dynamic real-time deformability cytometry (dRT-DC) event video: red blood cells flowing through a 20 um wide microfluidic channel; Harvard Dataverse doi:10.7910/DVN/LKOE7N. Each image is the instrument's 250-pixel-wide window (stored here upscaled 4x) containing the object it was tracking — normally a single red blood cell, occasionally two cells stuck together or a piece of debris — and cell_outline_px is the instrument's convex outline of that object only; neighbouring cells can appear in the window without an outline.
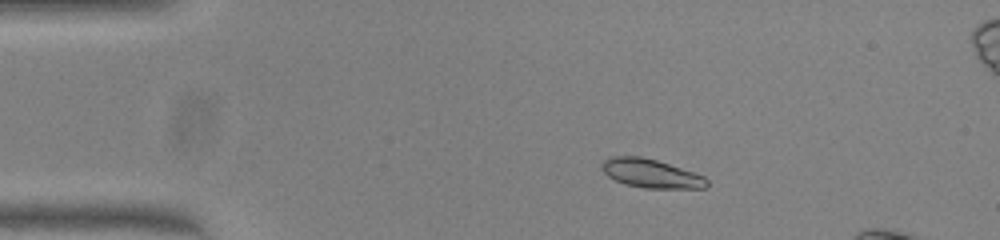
{"species": "common noctule bat (a hibernating species)", "species_latin": "Nyctalus noctula", "temperature_condition": "warm", "stored_images_in_passage": 39, "camera_frame_rate_fps": 3000, "um_per_image_px": 0.085, "animal": {"sex": "female", "body_mass_g": 23.0, "forearm_length_mm": 53.4}, "frame": {"image": 1, "passage_image": 1, "time_ms": 0.0, "image_size_px": [1000, 240], "cell_outline_px": [[708, 184], [704, 188], [644, 188], [624, 184], [608, 176], [600, 168], [604, 160], [608, 156], [640, 156], [656, 160], [704, 176], [708, 180]], "centroid_in_image_um": [55.29, 14.74], "position_along_channel_um": 29.7, "area_um2": 17.46}}
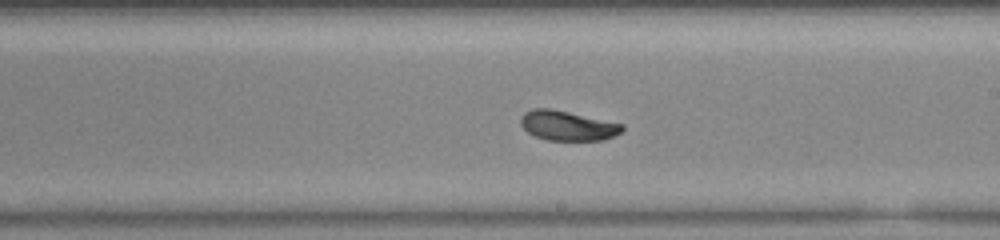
{"frame": {"image": 2, "passage_image": 21, "time_ms": 6.667, "image_size_px": [1000, 240], "cell_outline_px": [[624, 128], [620, 132], [604, 140], [548, 140], [536, 136], [528, 132], [520, 124], [520, 116], [524, 112], [532, 108], [548, 108], [568, 112], [624, 124]], "centroid_in_image_um": [48.21, 10.67], "position_along_channel_um": 240.8, "area_um2": 17.46}}
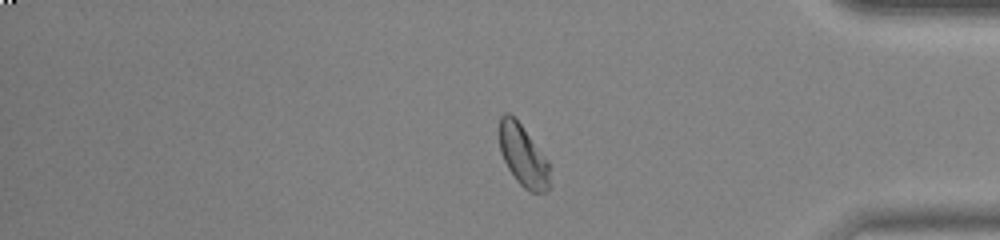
{"frame": {"image": 3, "passage_image": 34, "time_ms": 11.0, "image_size_px": [1000, 240], "cell_outline_px": [[552, 184], [544, 192], [528, 192], [516, 180], [508, 168], [500, 152], [500, 116], [504, 112], [508, 112], [520, 124], [548, 160]], "centroid_in_image_um": [44.49, 13.28], "position_along_channel_um": 390.7, "area_um2": 18.03}, "authors_computed_cell_mechanics": {"area_um2": 18.0336, "velocity_mm_per_s": 4.0174, "shape_relaxation_time_tau1_ms": 2.5439, "shape_relaxation_time_tau2_ms": 1.9676, "deformation_change_tau1": 0.1291, "deformation_change_tau2": 0.0504}}